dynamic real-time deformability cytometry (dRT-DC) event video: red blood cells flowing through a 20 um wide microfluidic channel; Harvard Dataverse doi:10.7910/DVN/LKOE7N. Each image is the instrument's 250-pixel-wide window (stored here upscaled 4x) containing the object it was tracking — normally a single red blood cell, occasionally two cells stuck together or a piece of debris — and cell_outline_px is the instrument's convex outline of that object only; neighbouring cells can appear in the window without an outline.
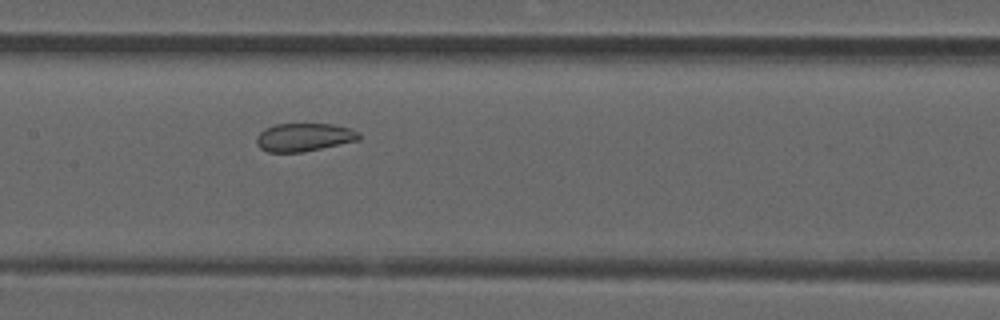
{"species": "common noctule bat (a hibernating species)", "species_latin": "Nyctalus noctula", "temperature_condition": "room temperature", "stored_images_in_passage": 35, "camera_frame_rate_fps": 3000, "um_per_image_px": 0.085, "animal": {"sex": "male", "forearm_length_mm": 52.5}, "frame": {"image": 1, "passage_image": 11, "time_ms": 3.333, "image_size_px": [1000, 320], "cell_outline_px": [[360, 140], [304, 152], [268, 152], [260, 148], [256, 144], [256, 136], [264, 128], [276, 124], [332, 124], [352, 128], [360, 132]], "centroid_in_image_um": [25.86, 11.66], "position_along_channel_um": 181.5, "area_um2": 17.05}}
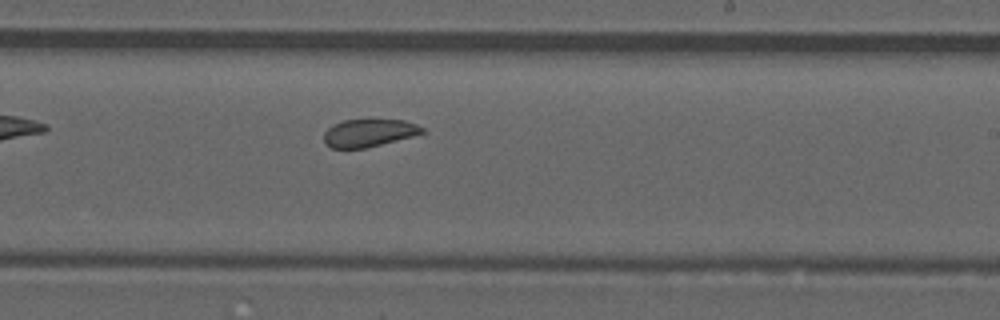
{"frame": {"image": 2, "passage_image": 17, "time_ms": 5.333, "image_size_px": [1000, 320], "cell_outline_px": [[428, 132], [364, 148], [332, 148], [324, 144], [324, 132], [332, 124], [344, 120], [404, 120], [416, 124], [424, 128]], "centroid_in_image_um": [31.34, 11.29], "position_along_channel_um": 257.7, "area_um2": 15.78}}
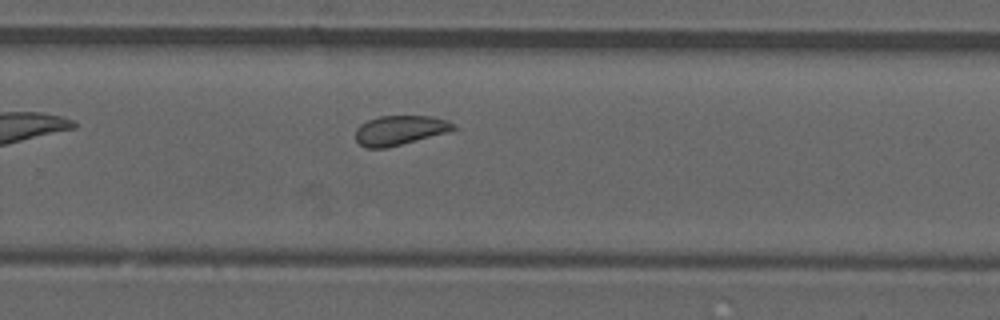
{"frame": {"image": 3, "passage_image": 20, "time_ms": 6.333, "image_size_px": [1000, 320], "cell_outline_px": [[456, 128], [444, 132], [388, 148], [364, 148], [356, 140], [356, 128], [360, 124], [368, 120], [380, 116], [432, 116], [448, 120]], "centroid_in_image_um": [33.91, 11.07], "position_along_channel_um": 295.9, "area_um2": 16.59}, "authors_computed_cell_mechanics": {"area_um2": 17.5712, "velocity_mm_per_s": 3.8211, "shape_relaxation_time_tau1_ms": null, "shape_relaxation_time_tau2_ms": 1.6657, "deformation_change_tau1": null, "deformation_change_tau2": 0.0701}}